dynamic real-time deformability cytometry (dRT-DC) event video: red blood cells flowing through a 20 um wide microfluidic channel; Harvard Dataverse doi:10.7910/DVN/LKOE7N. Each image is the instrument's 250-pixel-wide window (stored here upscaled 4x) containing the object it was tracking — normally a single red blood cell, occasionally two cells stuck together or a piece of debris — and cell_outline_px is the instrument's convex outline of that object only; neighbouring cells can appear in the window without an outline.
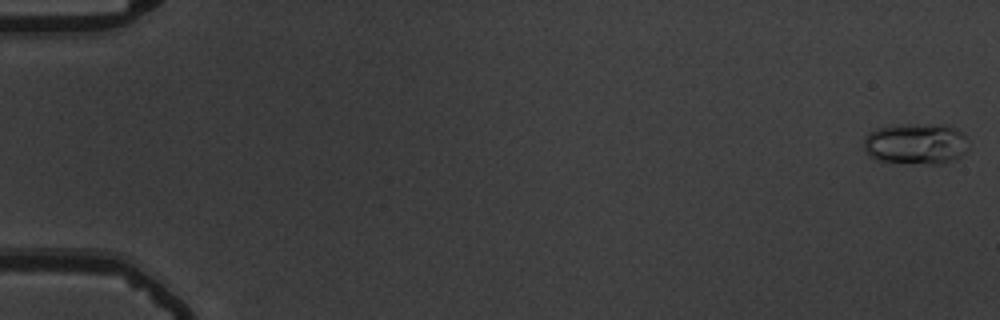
{"species": "common noctule bat (a hibernating species)", "species_latin": "Nyctalus noctula", "temperature_condition": "warm", "stored_images_in_passage": 56, "camera_frame_rate_fps": 3000, "um_per_image_px": 0.085, "animal": {"sex": "male", "body_mass_g": 19.5, "forearm_length_mm": 54.6}, "frame": {"image": 1, "passage_image": 1, "time_ms": 0.0, "image_size_px": [1000, 320], "cell_outline_px": [[968, 152], [956, 160], [944, 164], [928, 164], [876, 160], [868, 156], [864, 148], [864, 136], [868, 132], [880, 128], [900, 124], [948, 124], [964, 132], [968, 136]], "centroid_in_image_um": [77.93, 12.21], "position_along_channel_um": 7.1, "area_um2": 25.89}}
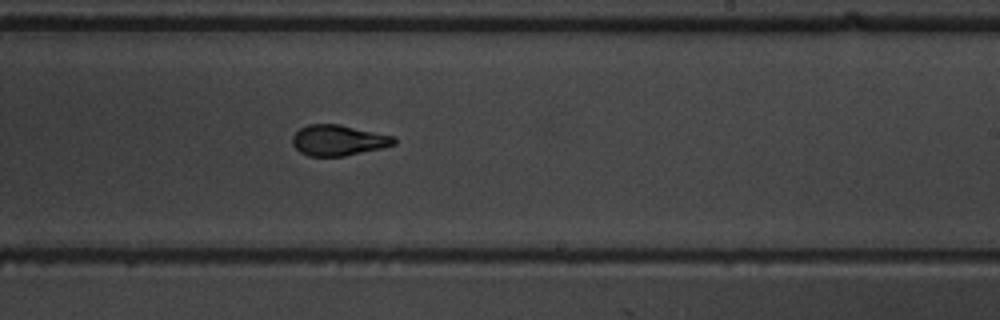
{"frame": {"image": 2, "passage_image": 35, "time_ms": 11.333, "image_size_px": [1000, 320], "cell_outline_px": [[396, 144], [380, 148], [344, 156], [308, 156], [300, 152], [292, 144], [292, 136], [300, 128], [308, 124], [340, 124], [392, 136], [396, 140]], "centroid_in_image_um": [28.72, 11.92], "position_along_channel_um": 260.3, "area_um2": 18.03}}
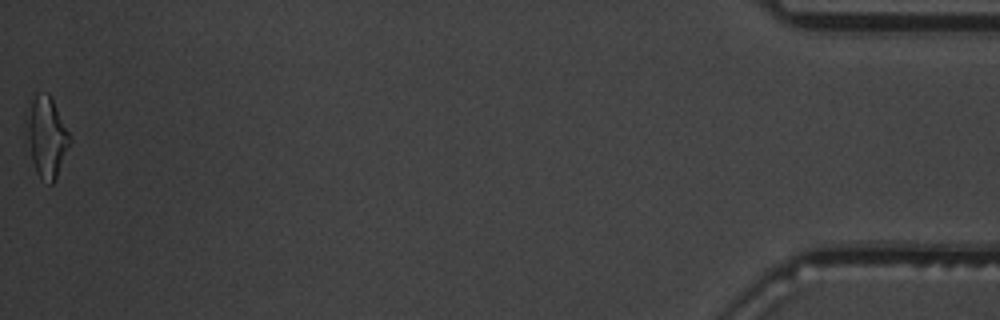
{"frame": {"image": 3, "passage_image": 56, "time_ms": 18.333, "image_size_px": [1000, 320], "cell_outline_px": [[72, 140], [56, 176], [52, 184], [48, 184], [40, 180], [36, 172], [32, 160], [28, 136], [28, 120], [32, 92], [48, 92]], "centroid_in_image_um": [3.97, 11.64], "position_along_channel_um": 431.2, "area_um2": 19.65}, "authors_computed_cell_mechanics": {"area_um2": 18.3804, "velocity_mm_per_s": 3.7249, "shape_relaxation_time_tau1_ms": 3.8876, "shape_relaxation_time_tau2_ms": 1.2967, "deformation_change_tau1": 0.1532, "deformation_change_tau2": 0.0802}}